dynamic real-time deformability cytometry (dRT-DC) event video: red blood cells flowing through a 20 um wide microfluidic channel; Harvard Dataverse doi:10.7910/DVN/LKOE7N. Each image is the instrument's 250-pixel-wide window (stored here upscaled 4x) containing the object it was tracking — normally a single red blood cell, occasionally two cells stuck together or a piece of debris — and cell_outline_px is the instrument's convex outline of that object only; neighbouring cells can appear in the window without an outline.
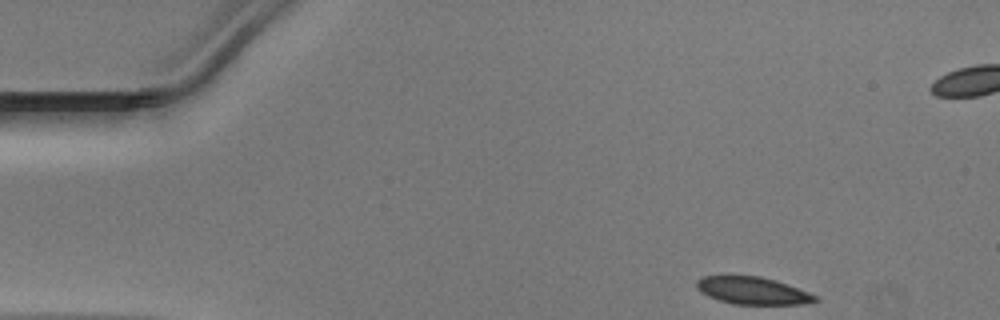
{"species": "Egyptian fruit bat (a non-hibernating species)", "species_latin": "Rousettus aegyptiacus", "temperature_condition": "warm", "stored_images_in_passage": 36, "camera_frame_rate_fps": 3000, "um_per_image_px": 0.085, "animal": {"sex": "male"}, "frame": {"image": 1, "passage_image": 1, "time_ms": 0.0, "image_size_px": [1000, 320], "cell_outline_px": [[820, 300], [804, 304], [732, 304], [708, 296], [700, 292], [696, 288], [696, 280], [704, 276], [760, 276], [776, 280], [808, 292], [816, 296]], "centroid_in_image_um": [63.96, 24.7], "position_along_channel_um": 21.0, "area_um2": 18.84}}
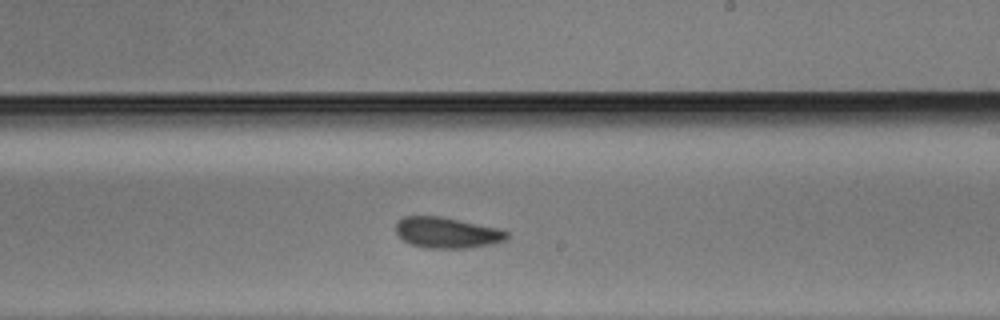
{"frame": {"image": 2, "passage_image": 24, "time_ms": 7.667, "image_size_px": [1000, 320], "cell_outline_px": [[508, 240], [492, 244], [472, 248], [424, 248], [412, 244], [404, 240], [396, 232], [396, 220], [404, 216], [440, 216], [504, 228], [508, 232]], "centroid_in_image_um": [38.06, 19.77], "position_along_channel_um": 250.9, "area_um2": 20.4}}
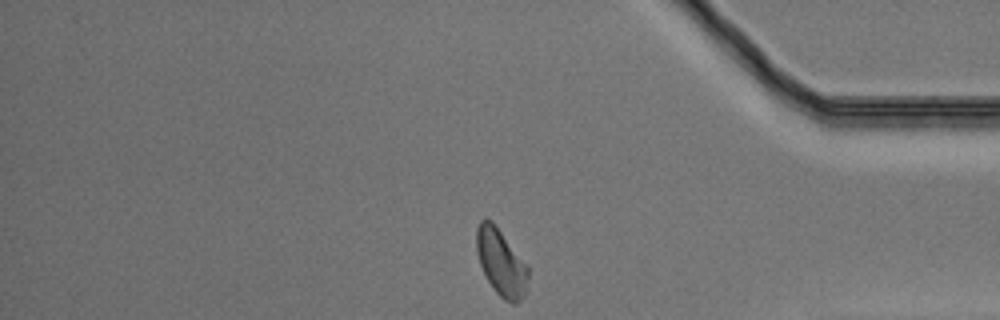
{"frame": {"image": 3, "passage_image": 36, "time_ms": 11.667, "image_size_px": [1000, 320], "cell_outline_px": [[528, 276], [524, 296], [516, 304], [512, 304], [504, 300], [496, 292], [488, 280], [480, 264], [476, 248], [476, 228], [480, 220], [492, 220], [496, 224], [528, 264]], "centroid_in_image_um": [42.61, 22.29], "position_along_channel_um": 392.6, "area_um2": 20.23}}